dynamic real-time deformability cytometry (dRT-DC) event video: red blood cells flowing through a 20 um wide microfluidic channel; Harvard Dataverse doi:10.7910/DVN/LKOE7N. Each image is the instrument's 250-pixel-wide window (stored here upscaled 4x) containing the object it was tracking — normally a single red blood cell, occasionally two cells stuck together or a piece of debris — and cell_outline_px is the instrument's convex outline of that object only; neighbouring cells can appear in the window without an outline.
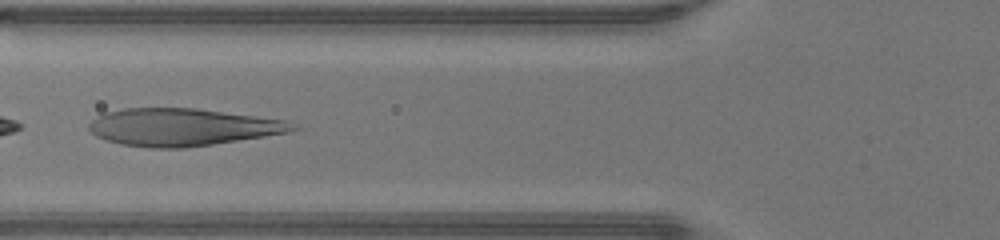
{"species": "human", "species_latin": "Homo sapiens", "temperature_condition": "warm", "stored_images_in_passage": 18, "camera_frame_rate_fps": 3000, "um_per_image_px": 0.085, "donor": {"sex": "male"}, "frame": {"image": 1, "passage_image": 16, "time_ms": 5.0, "image_size_px": [1000, 240], "cell_outline_px": [[300, 128], [288, 132], [264, 136], [212, 144], [184, 148], [152, 148], [120, 144], [96, 136], [88, 128], [88, 124], [92, 120], [104, 112], [124, 108], [196, 108], [288, 120]], "centroid_in_image_um": [15.5, 10.8], "position_along_channel_um": 110.3, "area_um2": 44.33}}